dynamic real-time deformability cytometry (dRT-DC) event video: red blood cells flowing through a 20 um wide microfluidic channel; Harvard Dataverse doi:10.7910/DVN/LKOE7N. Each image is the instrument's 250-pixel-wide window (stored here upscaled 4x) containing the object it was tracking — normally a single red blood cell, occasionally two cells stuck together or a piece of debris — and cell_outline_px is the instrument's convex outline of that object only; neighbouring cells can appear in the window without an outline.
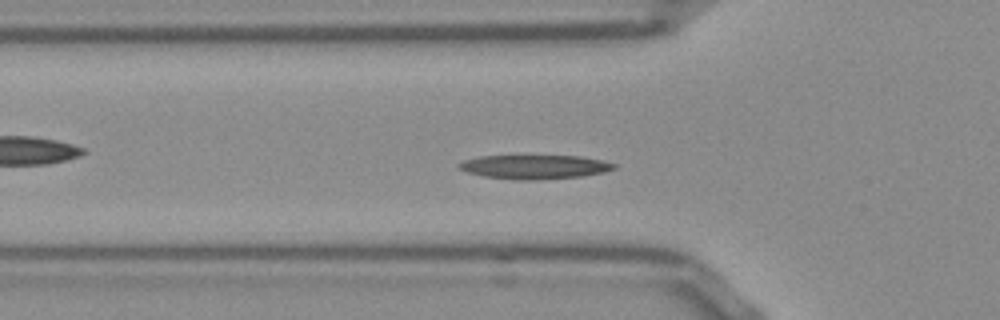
{"species": "Egyptian fruit bat (a non-hibernating species)", "species_latin": "Rousettus aegyptiacus", "temperature_condition": "room temperature", "stored_images_in_passage": 51, "camera_frame_rate_fps": 3000, "um_per_image_px": 0.085, "frame": {"image": 1, "passage_image": 15, "time_ms": 4.667, "image_size_px": [1000, 320], "cell_outline_px": [[616, 168], [604, 172], [580, 176], [532, 180], [516, 180], [484, 176], [468, 172], [460, 168], [456, 164], [464, 160], [480, 156], [580, 156], [600, 160], [616, 164]], "centroid_in_image_um": [45.42, 14.18], "position_along_channel_um": 80.4, "area_um2": 21.44}}
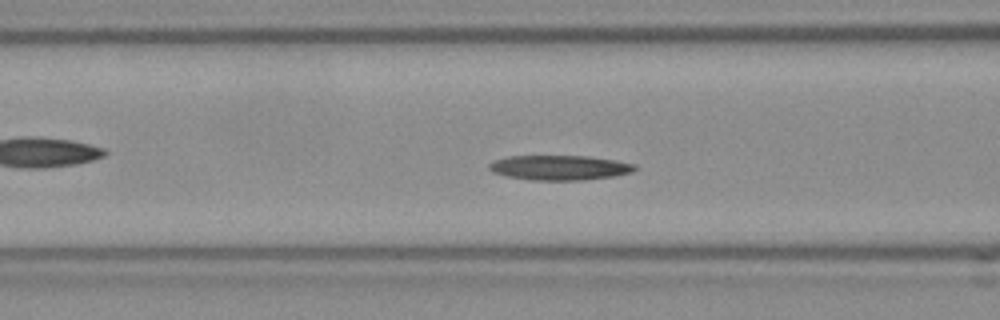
{"frame": {"image": 2, "passage_image": 18, "time_ms": 5.667, "image_size_px": [1000, 320], "cell_outline_px": [[640, 168], [632, 172], [616, 176], [584, 180], [532, 180], [508, 176], [492, 172], [488, 168], [488, 164], [496, 160], [508, 156], [588, 156], [616, 160], [636, 164]], "centroid_in_image_um": [47.63, 14.25], "position_along_channel_um": 119.0, "area_um2": 21.21}}
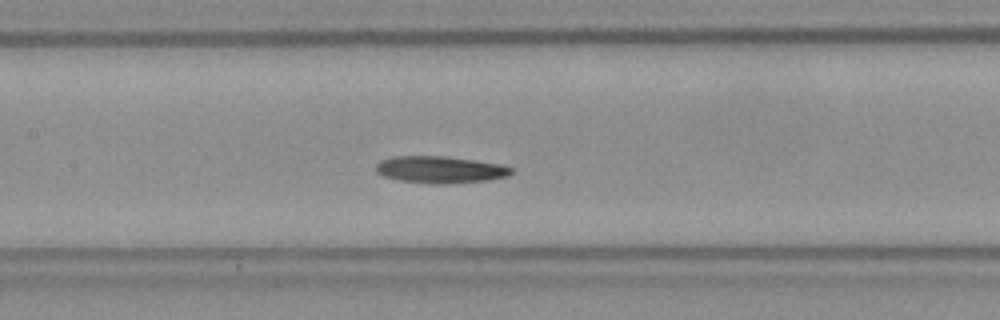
{"frame": {"image": 3, "passage_image": 22, "time_ms": 7.0, "image_size_px": [1000, 320], "cell_outline_px": [[516, 168], [508, 176], [488, 180], [448, 184], [432, 184], [400, 180], [384, 176], [376, 172], [376, 164], [380, 160], [392, 156], [444, 156], [500, 164]], "centroid_in_image_um": [37.42, 14.42], "position_along_channel_um": 170.0, "area_um2": 21.33}}